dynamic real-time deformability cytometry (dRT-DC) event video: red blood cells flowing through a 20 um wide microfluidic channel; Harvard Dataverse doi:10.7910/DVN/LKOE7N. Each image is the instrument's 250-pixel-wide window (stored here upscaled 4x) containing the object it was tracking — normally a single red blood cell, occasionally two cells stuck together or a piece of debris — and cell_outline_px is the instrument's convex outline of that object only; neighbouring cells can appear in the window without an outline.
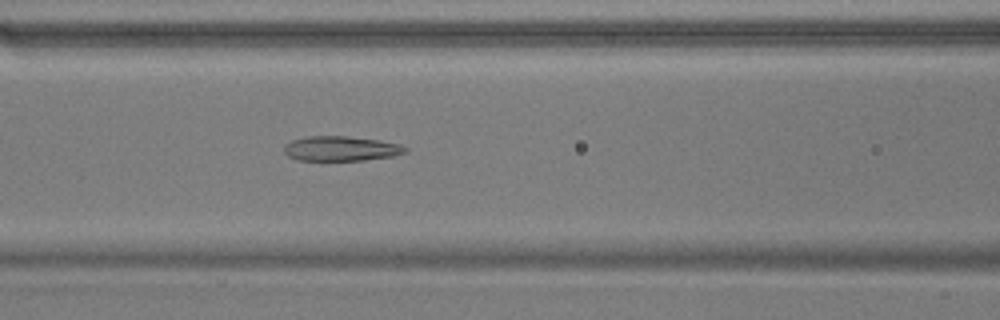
{"species": "common noctule bat (a hibernating species)", "species_latin": "Nyctalus noctula", "temperature_condition": "warm", "stored_images_in_passage": 37, "camera_frame_rate_fps": 3000, "um_per_image_px": 0.085, "animal": {"sex": "male", "body_mass_g": 17.9}, "frame": {"image": 1, "passage_image": 6, "time_ms": 1.667, "image_size_px": [1000, 320], "cell_outline_px": [[408, 152], [392, 156], [364, 160], [300, 160], [288, 156], [284, 152], [284, 144], [292, 140], [308, 136], [344, 136], [380, 140], [400, 144], [408, 148]], "centroid_in_image_um": [28.99, 12.62], "position_along_channel_um": 137.6, "area_um2": 17.51}}
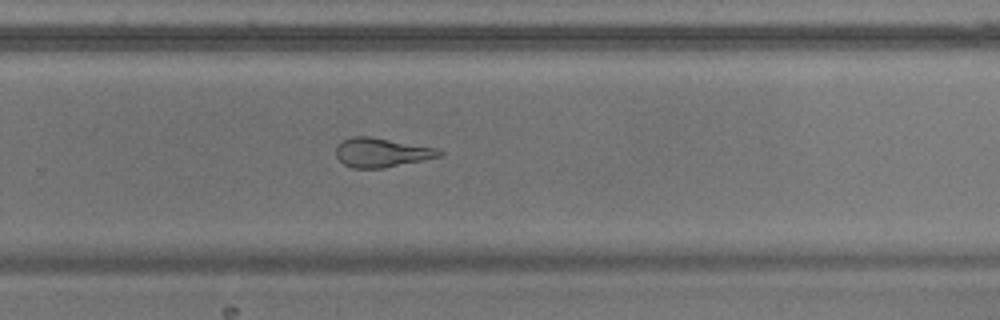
{"frame": {"image": 2, "passage_image": 19, "time_ms": 6.0, "image_size_px": [1000, 320], "cell_outline_px": [[444, 156], [384, 168], [352, 168], [344, 164], [336, 156], [336, 144], [340, 140], [352, 136], [372, 136], [432, 148], [444, 152]], "centroid_in_image_um": [32.38, 12.96], "position_along_channel_um": 297.4, "area_um2": 17.63}}
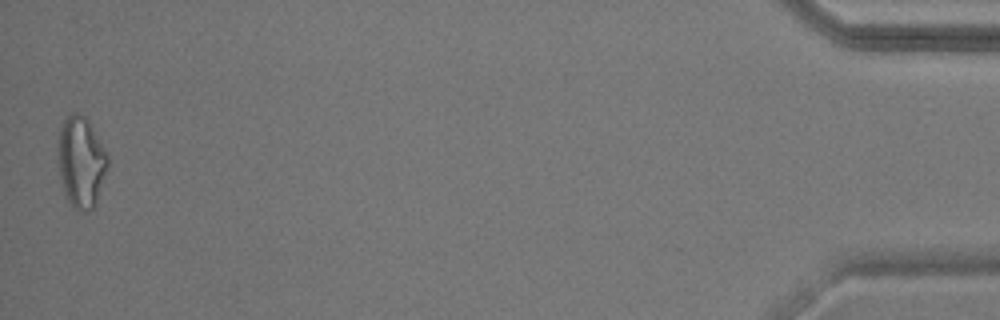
{"frame": {"image": 3, "passage_image": 37, "time_ms": 12.0, "image_size_px": [1000, 320], "cell_outline_px": [[108, 168], [96, 204], [92, 208], [84, 212], [76, 208], [68, 200], [64, 192], [60, 176], [56, 148], [60, 128], [64, 120], [72, 112], [76, 112], [84, 116], [88, 120], [108, 156]], "centroid_in_image_um": [6.88, 13.76], "position_along_channel_um": 428.3, "area_um2": 26.36}}